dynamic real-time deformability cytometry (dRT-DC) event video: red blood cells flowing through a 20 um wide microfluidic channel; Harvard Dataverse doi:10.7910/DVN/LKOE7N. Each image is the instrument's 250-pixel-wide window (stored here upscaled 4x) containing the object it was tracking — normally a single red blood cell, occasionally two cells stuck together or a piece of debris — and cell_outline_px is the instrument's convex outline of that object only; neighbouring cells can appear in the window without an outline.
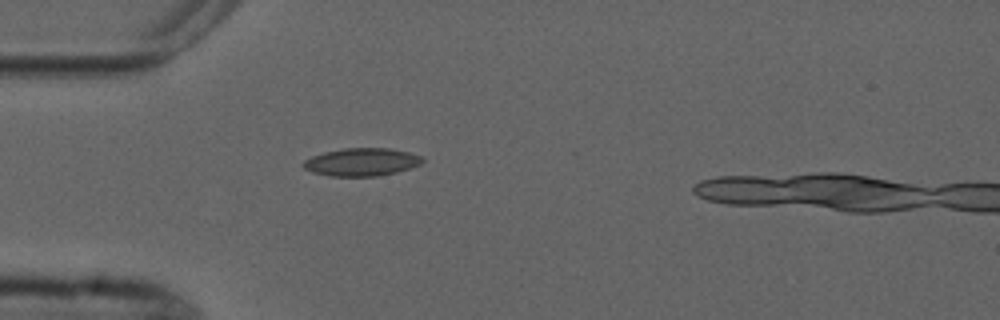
{"species": "common noctule bat (a hibernating species)", "species_latin": "Nyctalus noctula", "temperature_condition": "cold", "stored_images_in_passage": 2, "camera_frame_rate_fps": 3000, "um_per_image_px": 0.085, "animal": {"sex": "male", "forearm_length_mm": 52.5}, "frame": {"image": 1, "passage_image": 2, "time_ms": 1.333, "image_size_px": [1000, 320], "cell_outline_px": [[424, 160], [420, 164], [396, 172], [380, 176], [328, 176], [312, 172], [304, 168], [300, 164], [304, 160], [312, 156], [324, 152], [344, 148], [388, 148], [408, 152], [420, 156]], "centroid_in_image_um": [30.69, 13.77], "position_along_channel_um": 54.3, "area_um2": 19.31}}